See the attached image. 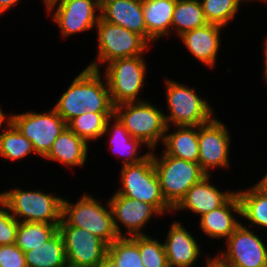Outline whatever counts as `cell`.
<instances>
[{
  "label": "cell",
  "mask_w": 267,
  "mask_h": 267,
  "mask_svg": "<svg viewBox=\"0 0 267 267\" xmlns=\"http://www.w3.org/2000/svg\"><path fill=\"white\" fill-rule=\"evenodd\" d=\"M101 73L85 67L55 103L53 108L66 123L85 111L114 113L108 84Z\"/></svg>",
  "instance_id": "6da1fadb"
},
{
  "label": "cell",
  "mask_w": 267,
  "mask_h": 267,
  "mask_svg": "<svg viewBox=\"0 0 267 267\" xmlns=\"http://www.w3.org/2000/svg\"><path fill=\"white\" fill-rule=\"evenodd\" d=\"M165 113L150 101L126 102L114 106V115L135 139L148 150H156L167 129Z\"/></svg>",
  "instance_id": "7a4b0ae2"
},
{
  "label": "cell",
  "mask_w": 267,
  "mask_h": 267,
  "mask_svg": "<svg viewBox=\"0 0 267 267\" xmlns=\"http://www.w3.org/2000/svg\"><path fill=\"white\" fill-rule=\"evenodd\" d=\"M0 197L7 203L10 213L19 222H39L60 224L62 220L63 197L53 192L25 190L13 187L0 192Z\"/></svg>",
  "instance_id": "3957f363"
},
{
  "label": "cell",
  "mask_w": 267,
  "mask_h": 267,
  "mask_svg": "<svg viewBox=\"0 0 267 267\" xmlns=\"http://www.w3.org/2000/svg\"><path fill=\"white\" fill-rule=\"evenodd\" d=\"M164 82L169 113L165 114L167 127L200 126L215 116L209 101L198 95L195 87L167 78Z\"/></svg>",
  "instance_id": "277c9868"
},
{
  "label": "cell",
  "mask_w": 267,
  "mask_h": 267,
  "mask_svg": "<svg viewBox=\"0 0 267 267\" xmlns=\"http://www.w3.org/2000/svg\"><path fill=\"white\" fill-rule=\"evenodd\" d=\"M62 219L69 226L83 228L101 238L108 246L119 237L114 228L108 200L102 205L88 193L81 195L75 203L63 197Z\"/></svg>",
  "instance_id": "5b68a950"
},
{
  "label": "cell",
  "mask_w": 267,
  "mask_h": 267,
  "mask_svg": "<svg viewBox=\"0 0 267 267\" xmlns=\"http://www.w3.org/2000/svg\"><path fill=\"white\" fill-rule=\"evenodd\" d=\"M95 29L98 38L97 57L86 65L88 68L100 70L101 64L106 65L120 58L144 56L151 49V45L141 35L109 23L101 17Z\"/></svg>",
  "instance_id": "8992f818"
},
{
  "label": "cell",
  "mask_w": 267,
  "mask_h": 267,
  "mask_svg": "<svg viewBox=\"0 0 267 267\" xmlns=\"http://www.w3.org/2000/svg\"><path fill=\"white\" fill-rule=\"evenodd\" d=\"M150 155L159 177L163 197L172 208L194 184L207 176L199 163L167 155L163 150L160 156L154 150Z\"/></svg>",
  "instance_id": "52a82bcc"
},
{
  "label": "cell",
  "mask_w": 267,
  "mask_h": 267,
  "mask_svg": "<svg viewBox=\"0 0 267 267\" xmlns=\"http://www.w3.org/2000/svg\"><path fill=\"white\" fill-rule=\"evenodd\" d=\"M120 172V187L115 193L152 204L162 215L172 213L173 208L163 197L151 155L140 163L123 165Z\"/></svg>",
  "instance_id": "ba28073f"
},
{
  "label": "cell",
  "mask_w": 267,
  "mask_h": 267,
  "mask_svg": "<svg viewBox=\"0 0 267 267\" xmlns=\"http://www.w3.org/2000/svg\"><path fill=\"white\" fill-rule=\"evenodd\" d=\"M146 65L145 56H134L116 59L104 66L103 75L114 106L146 100L138 97L146 83Z\"/></svg>",
  "instance_id": "9c48e42d"
},
{
  "label": "cell",
  "mask_w": 267,
  "mask_h": 267,
  "mask_svg": "<svg viewBox=\"0 0 267 267\" xmlns=\"http://www.w3.org/2000/svg\"><path fill=\"white\" fill-rule=\"evenodd\" d=\"M213 257L215 267H267V246L243 221Z\"/></svg>",
  "instance_id": "30bf717a"
},
{
  "label": "cell",
  "mask_w": 267,
  "mask_h": 267,
  "mask_svg": "<svg viewBox=\"0 0 267 267\" xmlns=\"http://www.w3.org/2000/svg\"><path fill=\"white\" fill-rule=\"evenodd\" d=\"M9 121L32 142L36 154L42 158L49 153L54 141L67 127V123L53 107L43 112L10 113Z\"/></svg>",
  "instance_id": "8fae6325"
},
{
  "label": "cell",
  "mask_w": 267,
  "mask_h": 267,
  "mask_svg": "<svg viewBox=\"0 0 267 267\" xmlns=\"http://www.w3.org/2000/svg\"><path fill=\"white\" fill-rule=\"evenodd\" d=\"M47 15L52 14L63 38L95 29L101 17L98 0H51L44 5Z\"/></svg>",
  "instance_id": "7c38bea8"
},
{
  "label": "cell",
  "mask_w": 267,
  "mask_h": 267,
  "mask_svg": "<svg viewBox=\"0 0 267 267\" xmlns=\"http://www.w3.org/2000/svg\"><path fill=\"white\" fill-rule=\"evenodd\" d=\"M226 124L217 116L198 126L199 160L201 169L211 175L214 169H228L231 136Z\"/></svg>",
  "instance_id": "4fadbf2b"
},
{
  "label": "cell",
  "mask_w": 267,
  "mask_h": 267,
  "mask_svg": "<svg viewBox=\"0 0 267 267\" xmlns=\"http://www.w3.org/2000/svg\"><path fill=\"white\" fill-rule=\"evenodd\" d=\"M65 249L67 265L97 267L107 255L108 245L89 231L69 226L63 219L58 226Z\"/></svg>",
  "instance_id": "5bb4252c"
},
{
  "label": "cell",
  "mask_w": 267,
  "mask_h": 267,
  "mask_svg": "<svg viewBox=\"0 0 267 267\" xmlns=\"http://www.w3.org/2000/svg\"><path fill=\"white\" fill-rule=\"evenodd\" d=\"M108 203L112 212L114 228L119 237L145 235L143 230L148 222L150 223L153 217L155 219V216H163L152 204L115 192L108 199Z\"/></svg>",
  "instance_id": "9a60e30c"
},
{
  "label": "cell",
  "mask_w": 267,
  "mask_h": 267,
  "mask_svg": "<svg viewBox=\"0 0 267 267\" xmlns=\"http://www.w3.org/2000/svg\"><path fill=\"white\" fill-rule=\"evenodd\" d=\"M211 175L205 176L200 182L194 184L181 199V201L173 208L174 212L187 211L195 213L201 217L202 215L221 207L236 191L218 189L211 182Z\"/></svg>",
  "instance_id": "2e32d148"
},
{
  "label": "cell",
  "mask_w": 267,
  "mask_h": 267,
  "mask_svg": "<svg viewBox=\"0 0 267 267\" xmlns=\"http://www.w3.org/2000/svg\"><path fill=\"white\" fill-rule=\"evenodd\" d=\"M223 26L207 23L183 33L178 39L182 40L185 48L201 64L213 69L217 63V56L221 46Z\"/></svg>",
  "instance_id": "e0dca14e"
},
{
  "label": "cell",
  "mask_w": 267,
  "mask_h": 267,
  "mask_svg": "<svg viewBox=\"0 0 267 267\" xmlns=\"http://www.w3.org/2000/svg\"><path fill=\"white\" fill-rule=\"evenodd\" d=\"M170 226L163 242L168 266L194 267L202 255L197 239L179 220H174Z\"/></svg>",
  "instance_id": "ac0fdd59"
},
{
  "label": "cell",
  "mask_w": 267,
  "mask_h": 267,
  "mask_svg": "<svg viewBox=\"0 0 267 267\" xmlns=\"http://www.w3.org/2000/svg\"><path fill=\"white\" fill-rule=\"evenodd\" d=\"M236 216L241 217V205L235 192L221 207L202 215L198 228L210 239L227 240L241 224Z\"/></svg>",
  "instance_id": "d6986e66"
},
{
  "label": "cell",
  "mask_w": 267,
  "mask_h": 267,
  "mask_svg": "<svg viewBox=\"0 0 267 267\" xmlns=\"http://www.w3.org/2000/svg\"><path fill=\"white\" fill-rule=\"evenodd\" d=\"M101 18L141 35L147 41L142 0H102Z\"/></svg>",
  "instance_id": "ffe728a7"
},
{
  "label": "cell",
  "mask_w": 267,
  "mask_h": 267,
  "mask_svg": "<svg viewBox=\"0 0 267 267\" xmlns=\"http://www.w3.org/2000/svg\"><path fill=\"white\" fill-rule=\"evenodd\" d=\"M109 136V150L112 154H116L117 158L122 157V166L137 164L148 158L151 154V150L145 154H141L139 149L145 144L131 136L120 120L115 116H111L107 119L105 125V131L102 137ZM141 154V155H140Z\"/></svg>",
  "instance_id": "44dd1931"
},
{
  "label": "cell",
  "mask_w": 267,
  "mask_h": 267,
  "mask_svg": "<svg viewBox=\"0 0 267 267\" xmlns=\"http://www.w3.org/2000/svg\"><path fill=\"white\" fill-rule=\"evenodd\" d=\"M177 0H142L143 16L147 30V42L172 35V19ZM167 36V37H166Z\"/></svg>",
  "instance_id": "7402d4cb"
},
{
  "label": "cell",
  "mask_w": 267,
  "mask_h": 267,
  "mask_svg": "<svg viewBox=\"0 0 267 267\" xmlns=\"http://www.w3.org/2000/svg\"><path fill=\"white\" fill-rule=\"evenodd\" d=\"M89 151V144L66 127L44 158L51 162H59L68 168L84 167Z\"/></svg>",
  "instance_id": "603a6c76"
},
{
  "label": "cell",
  "mask_w": 267,
  "mask_h": 267,
  "mask_svg": "<svg viewBox=\"0 0 267 267\" xmlns=\"http://www.w3.org/2000/svg\"><path fill=\"white\" fill-rule=\"evenodd\" d=\"M173 128L175 131L170 132L169 130ZM173 128L167 127L162 150L167 155L198 163V126H173Z\"/></svg>",
  "instance_id": "cb8c5ba5"
},
{
  "label": "cell",
  "mask_w": 267,
  "mask_h": 267,
  "mask_svg": "<svg viewBox=\"0 0 267 267\" xmlns=\"http://www.w3.org/2000/svg\"><path fill=\"white\" fill-rule=\"evenodd\" d=\"M236 194L241 205L240 219L247 220L245 226L267 230V186L259 180L251 187L236 190Z\"/></svg>",
  "instance_id": "d4e9b609"
},
{
  "label": "cell",
  "mask_w": 267,
  "mask_h": 267,
  "mask_svg": "<svg viewBox=\"0 0 267 267\" xmlns=\"http://www.w3.org/2000/svg\"><path fill=\"white\" fill-rule=\"evenodd\" d=\"M24 254L27 267H65L67 265L64 242L59 231L42 246Z\"/></svg>",
  "instance_id": "484cf974"
},
{
  "label": "cell",
  "mask_w": 267,
  "mask_h": 267,
  "mask_svg": "<svg viewBox=\"0 0 267 267\" xmlns=\"http://www.w3.org/2000/svg\"><path fill=\"white\" fill-rule=\"evenodd\" d=\"M208 22L204 17V12L200 0H177L172 19V31L175 36L205 26Z\"/></svg>",
  "instance_id": "4316f807"
},
{
  "label": "cell",
  "mask_w": 267,
  "mask_h": 267,
  "mask_svg": "<svg viewBox=\"0 0 267 267\" xmlns=\"http://www.w3.org/2000/svg\"><path fill=\"white\" fill-rule=\"evenodd\" d=\"M0 131V156L5 160H23L30 155H37L33 144L9 121Z\"/></svg>",
  "instance_id": "83f0119b"
},
{
  "label": "cell",
  "mask_w": 267,
  "mask_h": 267,
  "mask_svg": "<svg viewBox=\"0 0 267 267\" xmlns=\"http://www.w3.org/2000/svg\"><path fill=\"white\" fill-rule=\"evenodd\" d=\"M59 224L19 222L15 245L24 253L42 246L57 231Z\"/></svg>",
  "instance_id": "f1b7e54d"
},
{
  "label": "cell",
  "mask_w": 267,
  "mask_h": 267,
  "mask_svg": "<svg viewBox=\"0 0 267 267\" xmlns=\"http://www.w3.org/2000/svg\"><path fill=\"white\" fill-rule=\"evenodd\" d=\"M114 113H92L85 111L80 116L71 119L67 127L89 145L90 141L97 142L105 131L106 121Z\"/></svg>",
  "instance_id": "f546056e"
},
{
  "label": "cell",
  "mask_w": 267,
  "mask_h": 267,
  "mask_svg": "<svg viewBox=\"0 0 267 267\" xmlns=\"http://www.w3.org/2000/svg\"><path fill=\"white\" fill-rule=\"evenodd\" d=\"M107 254L120 267H144L138 247V235L118 237L108 246Z\"/></svg>",
  "instance_id": "4dcf8cb0"
},
{
  "label": "cell",
  "mask_w": 267,
  "mask_h": 267,
  "mask_svg": "<svg viewBox=\"0 0 267 267\" xmlns=\"http://www.w3.org/2000/svg\"><path fill=\"white\" fill-rule=\"evenodd\" d=\"M204 17L208 23L228 27L238 14L244 0H200Z\"/></svg>",
  "instance_id": "1f68e13d"
},
{
  "label": "cell",
  "mask_w": 267,
  "mask_h": 267,
  "mask_svg": "<svg viewBox=\"0 0 267 267\" xmlns=\"http://www.w3.org/2000/svg\"><path fill=\"white\" fill-rule=\"evenodd\" d=\"M138 247L144 267H169L164 245L157 238L138 235Z\"/></svg>",
  "instance_id": "d6a6232c"
},
{
  "label": "cell",
  "mask_w": 267,
  "mask_h": 267,
  "mask_svg": "<svg viewBox=\"0 0 267 267\" xmlns=\"http://www.w3.org/2000/svg\"><path fill=\"white\" fill-rule=\"evenodd\" d=\"M19 221L10 213L7 203L0 197V245L16 242Z\"/></svg>",
  "instance_id": "836d02e7"
},
{
  "label": "cell",
  "mask_w": 267,
  "mask_h": 267,
  "mask_svg": "<svg viewBox=\"0 0 267 267\" xmlns=\"http://www.w3.org/2000/svg\"><path fill=\"white\" fill-rule=\"evenodd\" d=\"M0 267H27L24 252L15 243L0 245Z\"/></svg>",
  "instance_id": "e575fe53"
},
{
  "label": "cell",
  "mask_w": 267,
  "mask_h": 267,
  "mask_svg": "<svg viewBox=\"0 0 267 267\" xmlns=\"http://www.w3.org/2000/svg\"><path fill=\"white\" fill-rule=\"evenodd\" d=\"M22 0H0V16L7 12L12 7L18 5Z\"/></svg>",
  "instance_id": "d590c367"
},
{
  "label": "cell",
  "mask_w": 267,
  "mask_h": 267,
  "mask_svg": "<svg viewBox=\"0 0 267 267\" xmlns=\"http://www.w3.org/2000/svg\"><path fill=\"white\" fill-rule=\"evenodd\" d=\"M97 267H120L117 263L107 254Z\"/></svg>",
  "instance_id": "8d00e7d4"
},
{
  "label": "cell",
  "mask_w": 267,
  "mask_h": 267,
  "mask_svg": "<svg viewBox=\"0 0 267 267\" xmlns=\"http://www.w3.org/2000/svg\"><path fill=\"white\" fill-rule=\"evenodd\" d=\"M263 52H264V54H263V59H264V66H263V79H264V82H265V84L267 85V44L266 43H263Z\"/></svg>",
  "instance_id": "74e56055"
},
{
  "label": "cell",
  "mask_w": 267,
  "mask_h": 267,
  "mask_svg": "<svg viewBox=\"0 0 267 267\" xmlns=\"http://www.w3.org/2000/svg\"><path fill=\"white\" fill-rule=\"evenodd\" d=\"M9 122V115L0 108V130Z\"/></svg>",
  "instance_id": "f35d334b"
},
{
  "label": "cell",
  "mask_w": 267,
  "mask_h": 267,
  "mask_svg": "<svg viewBox=\"0 0 267 267\" xmlns=\"http://www.w3.org/2000/svg\"><path fill=\"white\" fill-rule=\"evenodd\" d=\"M206 262V267H215L214 265H213V257H212V255L210 256V255H206V260H205Z\"/></svg>",
  "instance_id": "ab89813d"
},
{
  "label": "cell",
  "mask_w": 267,
  "mask_h": 267,
  "mask_svg": "<svg viewBox=\"0 0 267 267\" xmlns=\"http://www.w3.org/2000/svg\"><path fill=\"white\" fill-rule=\"evenodd\" d=\"M265 175H263L262 179L260 178V180L267 186V173H264Z\"/></svg>",
  "instance_id": "60d3db41"
},
{
  "label": "cell",
  "mask_w": 267,
  "mask_h": 267,
  "mask_svg": "<svg viewBox=\"0 0 267 267\" xmlns=\"http://www.w3.org/2000/svg\"><path fill=\"white\" fill-rule=\"evenodd\" d=\"M49 1H51V0H42V4L46 5Z\"/></svg>",
  "instance_id": "b9f144b4"
},
{
  "label": "cell",
  "mask_w": 267,
  "mask_h": 267,
  "mask_svg": "<svg viewBox=\"0 0 267 267\" xmlns=\"http://www.w3.org/2000/svg\"><path fill=\"white\" fill-rule=\"evenodd\" d=\"M244 1H245V3L250 2V1H251V2H252V1H253V2H254V1L257 2V0H244Z\"/></svg>",
  "instance_id": "7bdbcfd3"
},
{
  "label": "cell",
  "mask_w": 267,
  "mask_h": 267,
  "mask_svg": "<svg viewBox=\"0 0 267 267\" xmlns=\"http://www.w3.org/2000/svg\"><path fill=\"white\" fill-rule=\"evenodd\" d=\"M258 2H265V3H267V0H258Z\"/></svg>",
  "instance_id": "ee69618b"
},
{
  "label": "cell",
  "mask_w": 267,
  "mask_h": 267,
  "mask_svg": "<svg viewBox=\"0 0 267 267\" xmlns=\"http://www.w3.org/2000/svg\"><path fill=\"white\" fill-rule=\"evenodd\" d=\"M264 42L267 44V35H266V38L264 39Z\"/></svg>",
  "instance_id": "f6af8a7d"
}]
</instances>
